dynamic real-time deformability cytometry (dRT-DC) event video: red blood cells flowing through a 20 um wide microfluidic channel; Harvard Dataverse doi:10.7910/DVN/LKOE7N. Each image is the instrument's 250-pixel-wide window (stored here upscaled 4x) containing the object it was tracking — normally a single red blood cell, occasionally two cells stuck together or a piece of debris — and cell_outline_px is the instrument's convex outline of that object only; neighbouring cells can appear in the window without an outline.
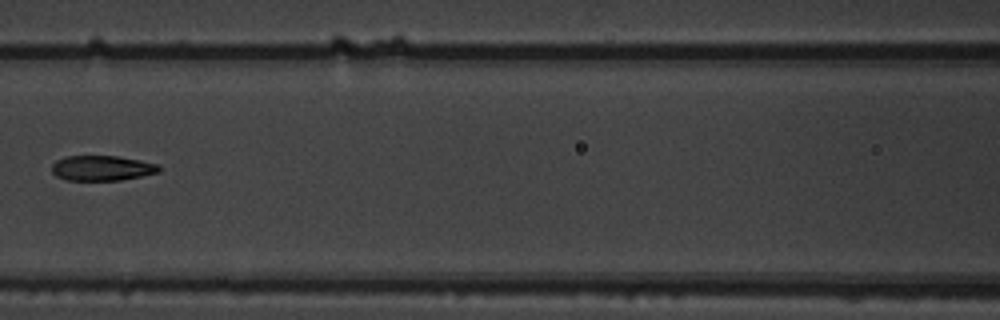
{"species": "common noctule bat (a hibernating species)", "species_latin": "Nyctalus noctula", "temperature_condition": "warm", "stored_images_in_passage": 6, "camera_frame_rate_fps": 3000, "um_per_image_px": 0.085, "animal": {"sex": "male", "body_mass_g": 19.5, "forearm_length_mm": 54.6}, "frame": {"image": 1, "passage_image": 5, "time_ms": 4.667, "image_size_px": [1000, 320], "cell_outline_px": [[160, 172], [120, 180], [68, 180], [56, 176], [52, 172], [52, 164], [56, 160], [64, 156], [116, 156], [140, 160], [160, 164]], "centroid_in_image_um": [8.67, 14.28], "position_along_channel_um": 157.9, "area_um2": 15.72}}
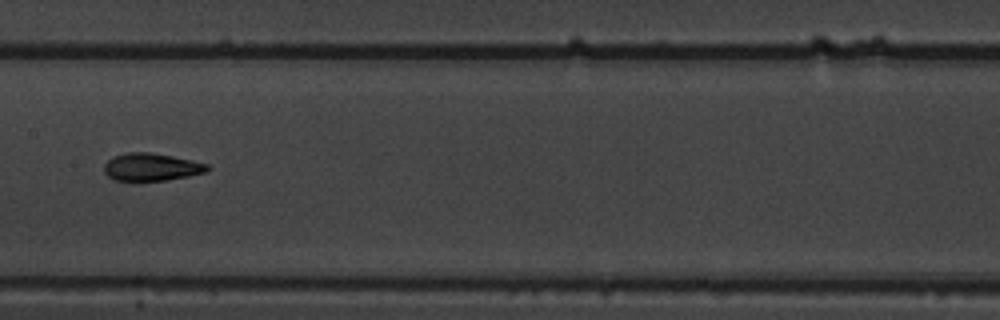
{"frame": {"image": 2, "passage_image": 6, "time_ms": 5.667, "image_size_px": [1000, 320], "cell_outline_px": [[212, 168], [208, 172], [168, 180], [112, 180], [104, 172], [104, 164], [112, 156], [128, 152], [148, 152], [172, 156], [192, 160], [208, 164]], "centroid_in_image_um": [12.89, 14.19], "position_along_channel_um": 194.5, "area_um2": 16.7}}